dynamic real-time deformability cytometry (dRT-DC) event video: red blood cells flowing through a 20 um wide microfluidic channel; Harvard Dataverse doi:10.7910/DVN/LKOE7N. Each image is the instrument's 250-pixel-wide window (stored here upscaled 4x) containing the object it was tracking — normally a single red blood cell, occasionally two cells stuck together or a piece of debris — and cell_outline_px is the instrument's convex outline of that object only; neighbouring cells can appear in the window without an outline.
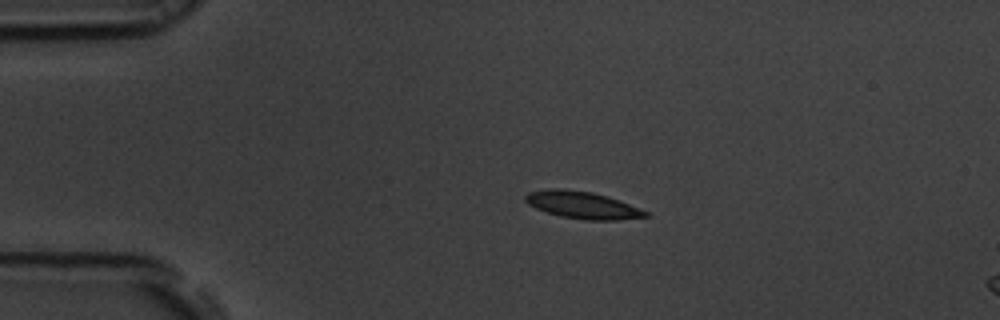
{"species": "common noctule bat (a hibernating species)", "species_latin": "Nyctalus noctula", "temperature_condition": "room temperature", "stored_images_in_passage": 6, "camera_frame_rate_fps": 3000, "um_per_image_px": 0.085, "animal": {"sex": "male", "body_mass_g": 19.5, "forearm_length_mm": 54.6}, "frame": {"image": 1, "passage_image": 1, "time_ms": 0.0, "image_size_px": [1000, 320], "cell_outline_px": [[652, 216], [616, 220], [584, 220], [560, 216], [536, 208], [528, 204], [524, 200], [524, 196], [528, 192], [548, 188], [564, 188], [592, 192], [608, 196], [640, 208], [648, 212]], "centroid_in_image_um": [49.51, 17.42], "position_along_channel_um": 35.5, "area_um2": 19.19}}